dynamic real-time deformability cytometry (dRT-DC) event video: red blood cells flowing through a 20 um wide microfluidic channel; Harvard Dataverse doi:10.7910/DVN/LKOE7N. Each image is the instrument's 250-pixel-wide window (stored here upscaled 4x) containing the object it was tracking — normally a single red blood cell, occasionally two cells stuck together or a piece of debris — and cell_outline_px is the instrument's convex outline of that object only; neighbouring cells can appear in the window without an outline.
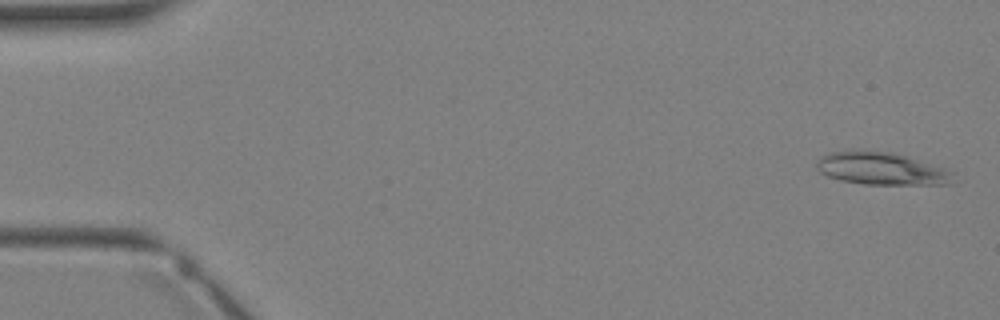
{"species": "Egyptian fruit bat (a non-hibernating species)", "species_latin": "Rousettus aegyptiacus", "temperature_condition": "warm", "stored_images_in_passage": 3, "camera_frame_rate_fps": 3000, "um_per_image_px": 0.085, "animal": {"sex": "female"}, "frame": {"image": 1, "passage_image": 1, "time_ms": 0.0, "image_size_px": [1000, 320], "cell_outline_px": [[960, 180], [952, 184], [864, 184], [840, 180], [828, 176], [820, 172], [816, 168], [816, 160], [820, 156], [828, 152], [852, 148], [888, 152], [904, 156], [944, 168], [956, 172]], "centroid_in_image_um": [74.93, 14.32], "position_along_channel_um": 10.1, "area_um2": 26.53}}